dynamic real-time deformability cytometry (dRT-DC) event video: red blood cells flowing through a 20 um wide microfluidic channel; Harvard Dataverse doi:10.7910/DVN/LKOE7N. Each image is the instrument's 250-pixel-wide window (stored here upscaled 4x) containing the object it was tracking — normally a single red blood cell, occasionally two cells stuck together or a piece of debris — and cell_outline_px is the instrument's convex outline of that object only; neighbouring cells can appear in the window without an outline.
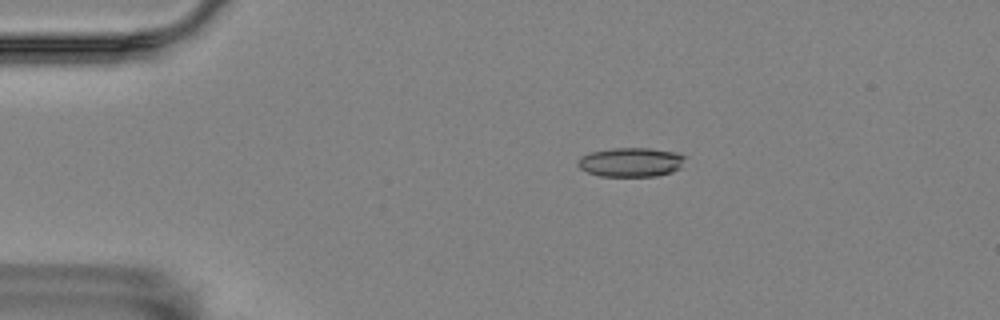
{"species": "Egyptian fruit bat (a non-hibernating species)", "species_latin": "Rousettus aegyptiacus", "temperature_condition": "room temperature", "stored_images_in_passage": 49, "camera_frame_rate_fps": 3000, "um_per_image_px": 0.085, "animal": {"sex": "female"}, "frame": {"image": 1, "passage_image": 3, "time_ms": 0.667, "image_size_px": [1000, 320], "cell_outline_px": [[684, 156], [680, 168], [672, 172], [656, 176], [600, 176], [588, 172], [580, 168], [576, 164], [576, 160], [580, 156], [592, 152], [612, 148], [648, 148], [676, 152]], "centroid_in_image_um": [53.58, 13.78], "position_along_channel_um": 31.4, "area_um2": 18.21}}
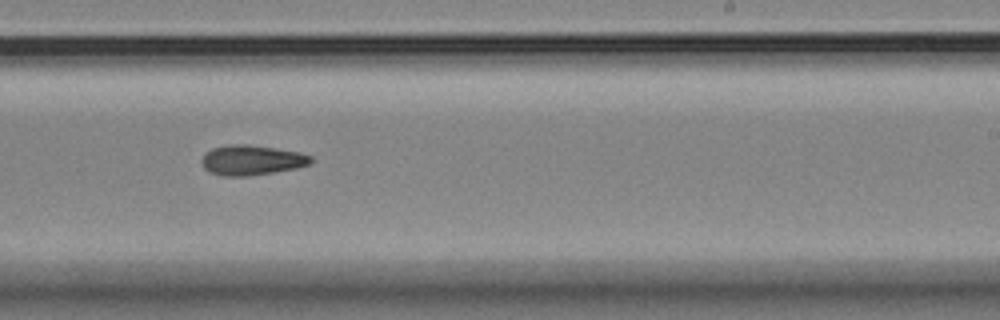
{"frame": {"image": 2, "passage_image": 27, "time_ms": 8.667, "image_size_px": [1000, 320], "cell_outline_px": [[312, 164], [296, 168], [248, 176], [224, 176], [212, 172], [204, 168], [200, 160], [204, 152], [212, 148], [228, 144], [248, 144], [276, 148], [300, 152], [312, 156]], "centroid_in_image_um": [21.38, 13.59], "position_along_channel_um": 267.6, "area_um2": 19.25}}
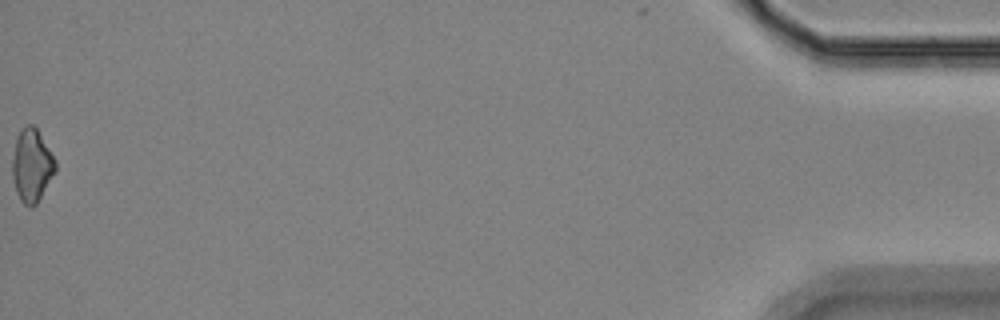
{"frame": {"image": 3, "passage_image": 49, "time_ms": 16.0, "image_size_px": [1000, 320], "cell_outline_px": [[56, 172], [36, 204], [24, 204], [20, 200], [16, 192], [12, 176], [12, 160], [16, 136], [20, 128], [28, 124], [32, 124], [36, 128], [56, 160]], "centroid_in_image_um": [2.69, 14.03], "position_along_channel_um": 432.5, "area_um2": 18.26}, "authors_computed_cell_mechanics": {"area_um2": 18.6116, "velocity_mm_per_s": 3.5419, "shape_relaxation_time_tau1_ms": 5.7041, "shape_relaxation_time_tau2_ms": 8.4143, "deformation_change_tau1": 0.1205, "deformation_change_tau2": 0.1608}}